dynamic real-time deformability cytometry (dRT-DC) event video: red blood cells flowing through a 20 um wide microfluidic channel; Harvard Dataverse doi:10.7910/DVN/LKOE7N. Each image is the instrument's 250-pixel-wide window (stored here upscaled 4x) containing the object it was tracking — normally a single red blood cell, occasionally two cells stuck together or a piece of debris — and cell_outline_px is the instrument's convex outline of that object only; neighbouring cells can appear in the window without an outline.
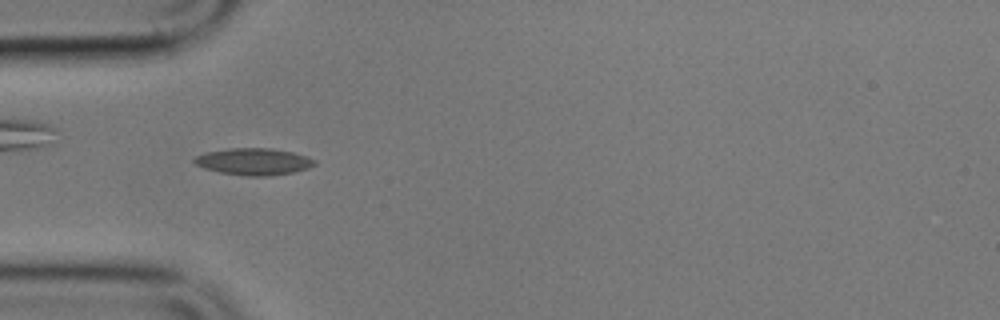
{"species": "common noctule bat (a hibernating species)", "species_latin": "Nyctalus noctula", "temperature_condition": "cold", "stored_images_in_passage": 8, "camera_frame_rate_fps": 3000, "um_per_image_px": 0.085, "animal": {"sex": "male", "body_mass_g": 17.9}, "frame": {"image": 1, "passage_image": 6, "time_ms": 5.667, "image_size_px": [1000, 320], "cell_outline_px": [[316, 164], [308, 168], [292, 172], [268, 176], [248, 176], [220, 172], [204, 168], [196, 164], [192, 160], [196, 156], [204, 152], [228, 148], [272, 148], [292, 152], [316, 160]], "centroid_in_image_um": [21.54, 13.72], "position_along_channel_um": 63.5, "area_um2": 18.73}}
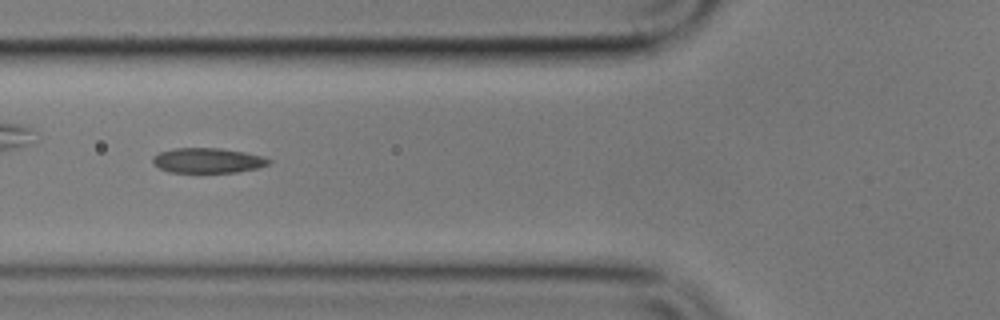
{"frame": {"image": 2, "passage_image": 7, "time_ms": 7.0, "image_size_px": [1000, 320], "cell_outline_px": [[272, 160], [268, 164], [260, 168], [236, 172], [168, 172], [152, 164], [152, 156], [160, 152], [176, 148], [220, 148], [244, 152], [260, 156]], "centroid_in_image_um": [17.63, 13.64], "position_along_channel_um": 108.2, "area_um2": 16.88}}
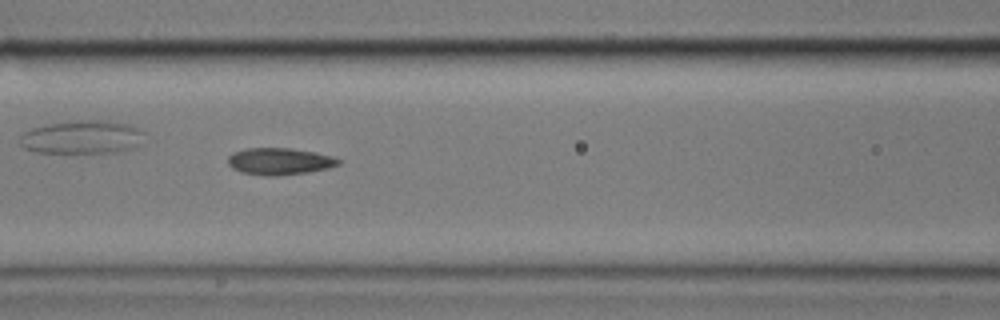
{"frame": {"image": 3, "passage_image": 8, "time_ms": 8.0, "image_size_px": [1000, 320], "cell_outline_px": [[340, 164], [328, 168], [308, 172], [276, 176], [264, 176], [240, 172], [232, 168], [228, 164], [228, 156], [232, 152], [248, 148], [292, 148], [316, 152], [332, 156], [340, 160]], "centroid_in_image_um": [23.74, 13.71], "position_along_channel_um": 142.9, "area_um2": 17.46}}